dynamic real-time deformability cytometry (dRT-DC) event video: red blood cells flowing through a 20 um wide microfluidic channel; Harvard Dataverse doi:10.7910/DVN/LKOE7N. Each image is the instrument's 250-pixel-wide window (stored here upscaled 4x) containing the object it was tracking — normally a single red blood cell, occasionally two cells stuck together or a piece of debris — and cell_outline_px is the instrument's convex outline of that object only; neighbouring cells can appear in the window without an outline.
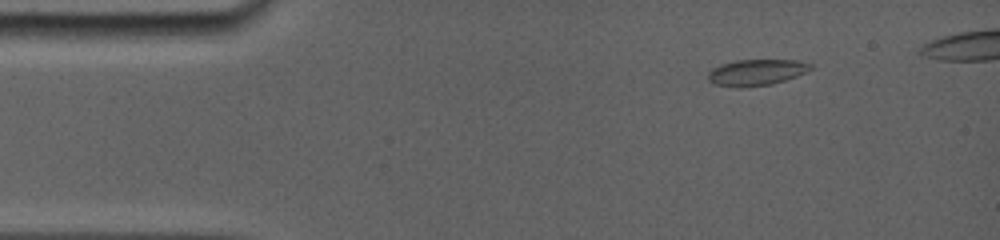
{"species": "common noctule bat (a hibernating species)", "species_latin": "Nyctalus noctula", "temperature_condition": "room temperature", "stored_images_in_passage": 8, "camera_frame_rate_fps": 5000, "um_per_image_px": 0.085, "animal": {"sex": "female", "body_mass_g": 19.0, "forearm_length_mm": 56.7}, "frame": {"image": 1, "passage_image": 4, "time_ms": 1.6, "image_size_px": [1000, 240], "cell_outline_px": [[812, 68], [796, 76], [772, 84], [736, 88], [712, 84], [708, 80], [708, 72], [712, 68], [720, 64], [736, 60], [800, 60], [812, 64]], "centroid_in_image_um": [64.24, 6.15], "position_along_channel_um": 20.8, "area_um2": 15.72}}